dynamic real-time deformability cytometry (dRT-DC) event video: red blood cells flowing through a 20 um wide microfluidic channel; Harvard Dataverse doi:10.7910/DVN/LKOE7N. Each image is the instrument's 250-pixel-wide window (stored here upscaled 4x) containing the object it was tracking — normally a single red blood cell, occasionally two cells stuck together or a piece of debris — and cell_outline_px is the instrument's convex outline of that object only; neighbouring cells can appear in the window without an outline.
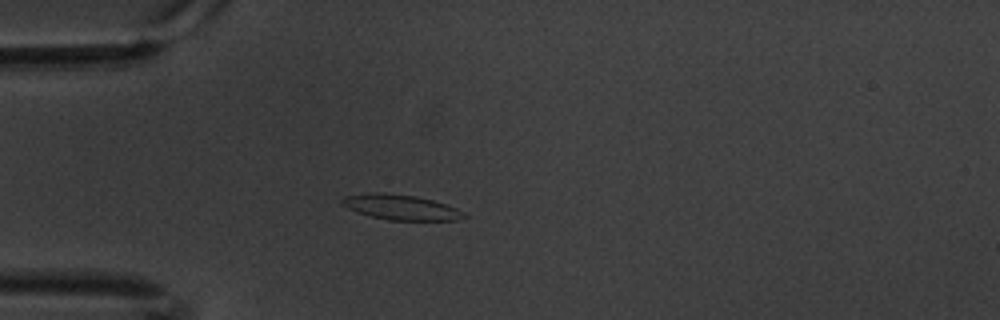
{"species": "common noctule bat (a hibernating species)", "species_latin": "Nyctalus noctula", "temperature_condition": "warm", "stored_images_in_passage": 48, "camera_frame_rate_fps": 3000, "um_per_image_px": 0.085, "animal": {"sex": "male", "body_mass_g": 20.1, "forearm_length_mm": 53.5}, "frame": {"image": 1, "passage_image": 5, "time_ms": 1.333, "image_size_px": [1000, 320], "cell_outline_px": [[468, 216], [456, 220], [388, 220], [356, 212], [348, 208], [340, 200], [344, 196], [368, 192], [380, 192], [416, 196], [432, 200], [456, 208], [464, 212]], "centroid_in_image_um": [34.06, 17.61], "position_along_channel_um": 50.9, "area_um2": 17.8}}
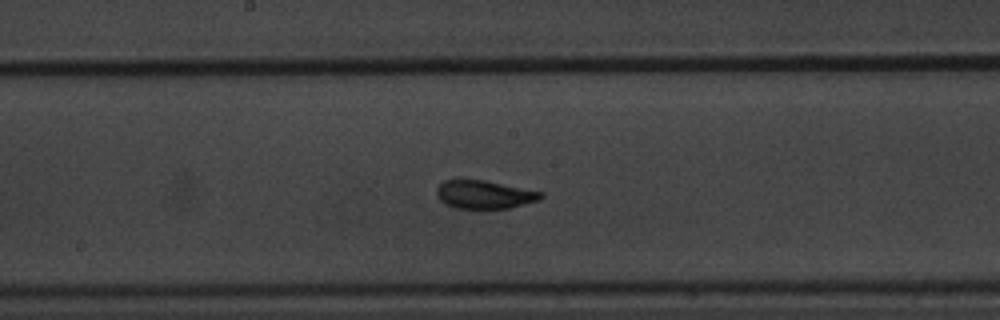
{"frame": {"image": 2, "passage_image": 20, "time_ms": 6.333, "image_size_px": [1000, 320], "cell_outline_px": [[544, 196], [540, 200], [508, 208], [456, 208], [444, 204], [436, 196], [436, 188], [444, 180], [456, 176], [484, 180], [544, 192]], "centroid_in_image_um": [41.1, 16.49], "position_along_channel_um": 207.1, "area_um2": 17.74}}
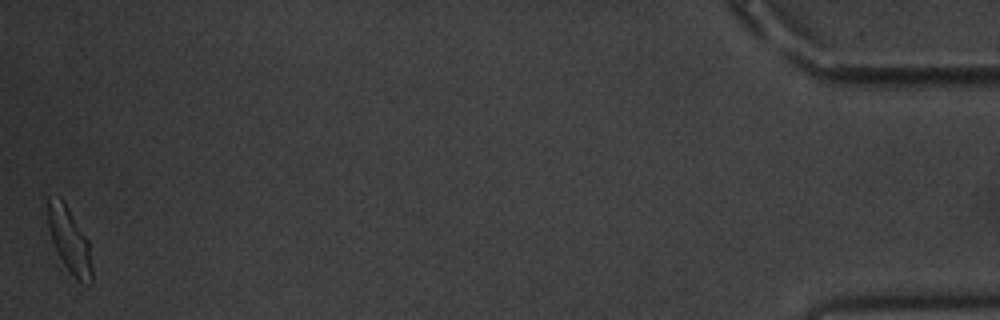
{"frame": {"image": 3, "passage_image": 48, "time_ms": 15.667, "image_size_px": [1000, 320], "cell_outline_px": [[92, 284], [76, 280], [72, 276], [64, 264], [52, 240], [48, 228], [48, 196], [60, 196], [64, 200], [88, 240], [92, 268]], "centroid_in_image_um": [5.9, 20.39], "position_along_channel_um": 429.3, "area_um2": 16.65}, "authors_computed_cell_mechanics": {"area_um2": 17.1377, "velocity_mm_per_s": 3.3541, "shape_relaxation_time_tau1_ms": 2.7479, "shape_relaxation_time_tau2_ms": 1.375, "deformation_change_tau1": 0.138, "deformation_change_tau2": 0.056}}